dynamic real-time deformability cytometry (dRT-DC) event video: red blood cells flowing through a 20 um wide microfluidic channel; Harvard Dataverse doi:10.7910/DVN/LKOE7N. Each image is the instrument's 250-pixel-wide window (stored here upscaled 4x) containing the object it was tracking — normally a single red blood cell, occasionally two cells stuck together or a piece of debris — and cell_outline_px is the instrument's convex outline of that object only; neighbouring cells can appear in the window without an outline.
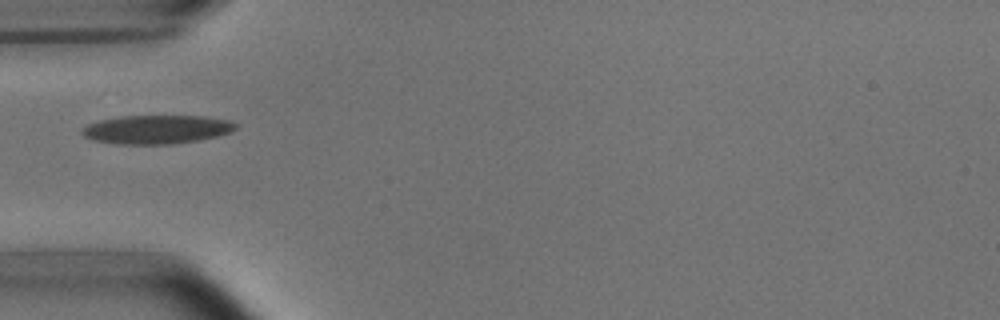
{"species": "common noctule bat (a hibernating species)", "species_latin": "Nyctalus noctula", "temperature_condition": "room temperature", "stored_images_in_passage": 6, "camera_frame_rate_fps": 3000, "um_per_image_px": 0.085, "animal": {"sex": "male", "body_mass_g": 15.6}, "frame": {"image": 1, "passage_image": 3, "time_ms": 3.333, "image_size_px": [1000, 320], "cell_outline_px": [[236, 128], [228, 132], [216, 136], [200, 140], [172, 144], [116, 144], [92, 140], [84, 136], [80, 132], [88, 124], [100, 120], [120, 116], [200, 116], [228, 120], [236, 124]], "centroid_in_image_um": [13.27, 11.01], "position_along_channel_um": 71.7, "area_um2": 25.55}}
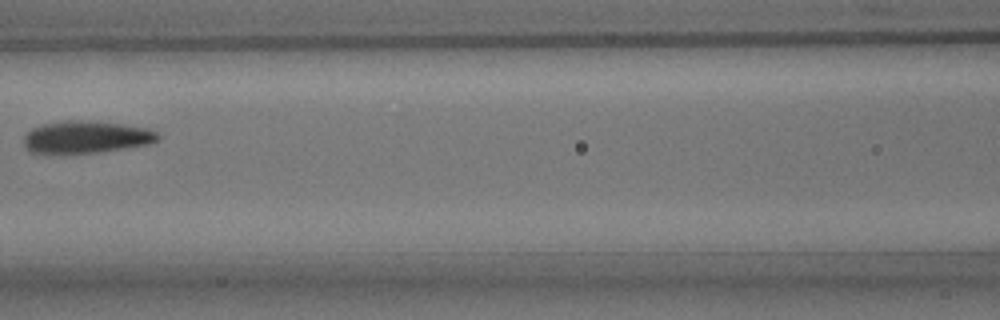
{"frame": {"image": 2, "passage_image": 5, "time_ms": 5.667, "image_size_px": [1000, 320], "cell_outline_px": [[160, 140], [148, 144], [100, 152], [28, 152], [24, 144], [24, 136], [32, 128], [44, 124], [68, 120], [120, 124], [148, 128], [156, 132], [160, 136]], "centroid_in_image_um": [7.34, 11.65], "position_along_channel_um": 159.3, "area_um2": 24.57}}
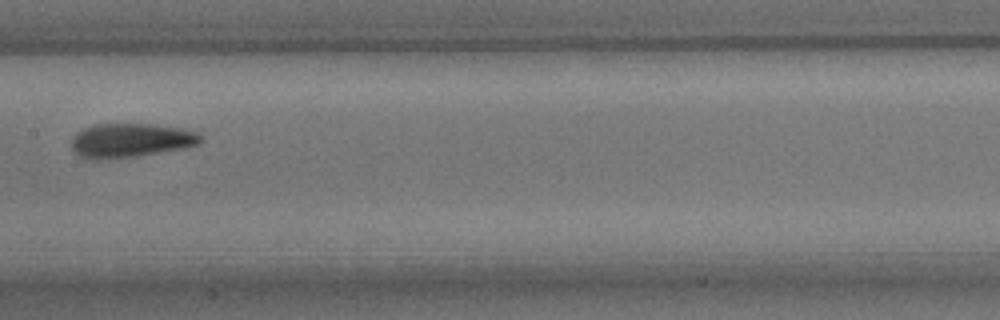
{"frame": {"image": 3, "passage_image": 6, "time_ms": 6.667, "image_size_px": [1000, 320], "cell_outline_px": [[204, 140], [200, 144], [184, 148], [136, 156], [80, 156], [72, 148], [72, 136], [76, 132], [84, 128], [96, 124], [152, 124], [180, 128], [196, 132]], "centroid_in_image_um": [11.18, 11.88], "position_along_channel_um": 196.2, "area_um2": 24.74}}